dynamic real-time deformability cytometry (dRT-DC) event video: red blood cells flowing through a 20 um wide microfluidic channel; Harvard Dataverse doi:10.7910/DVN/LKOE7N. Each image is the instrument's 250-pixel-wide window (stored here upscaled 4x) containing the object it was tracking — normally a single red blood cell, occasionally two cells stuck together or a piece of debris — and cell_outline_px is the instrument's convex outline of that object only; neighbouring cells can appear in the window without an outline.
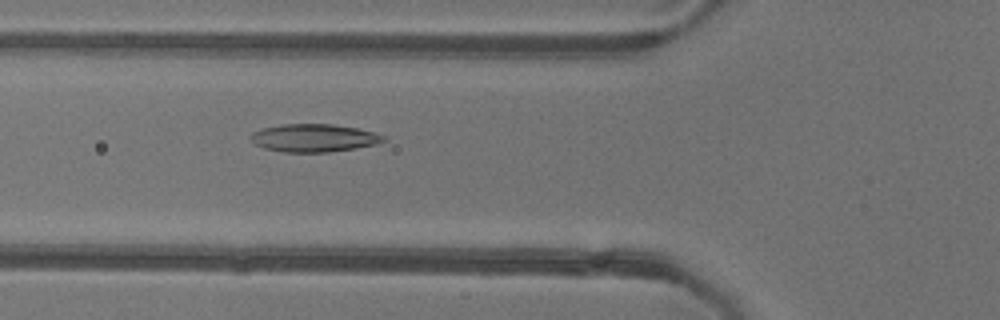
{"species": "common noctule bat (a hibernating species)", "species_latin": "Nyctalus noctula", "temperature_condition": "warm", "stored_images_in_passage": 30, "camera_frame_rate_fps": 3000, "um_per_image_px": 0.085, "animal": {"sex": "female"}, "frame": {"image": 1, "passage_image": 8, "time_ms": 2.333, "image_size_px": [1000, 320], "cell_outline_px": [[388, 140], [376, 144], [356, 148], [328, 152], [284, 152], [264, 148], [256, 144], [248, 136], [252, 132], [264, 128], [280, 124], [332, 124], [356, 128], [372, 132], [384, 136]], "centroid_in_image_um": [26.67, 11.72], "position_along_channel_um": 99.1, "area_um2": 21.5}}
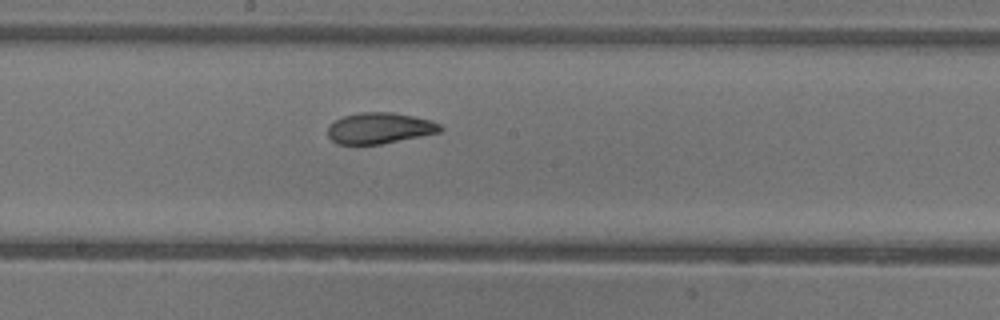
{"frame": {"image": 2, "passage_image": 17, "time_ms": 5.333, "image_size_px": [1000, 320], "cell_outline_px": [[444, 128], [440, 132], [380, 144], [336, 144], [328, 136], [328, 124], [344, 116], [360, 112], [392, 112], [432, 120], [440, 124]], "centroid_in_image_um": [32.26, 10.89], "position_along_channel_um": 215.9, "area_um2": 20.29}}
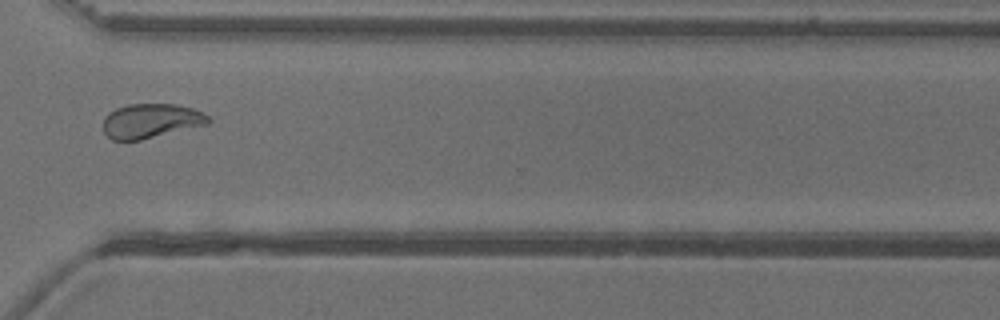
{"frame": {"image": 3, "passage_image": 28, "time_ms": 9.0, "image_size_px": [1000, 320], "cell_outline_px": [[212, 120], [208, 124], [140, 140], [112, 140], [104, 132], [104, 116], [108, 112], [116, 108], [128, 104], [176, 104], [192, 108], [208, 116]], "centroid_in_image_um": [12.81, 10.27], "position_along_channel_um": 357.8, "area_um2": 21.04}, "authors_computed_cell_mechanics": {"area_um2": 20.7213, "velocity_mm_per_s": 3.8789, "shape_relaxation_time_tau1_ms": 11.3595, "shape_relaxation_time_tau2_ms": 1.5451, "deformation_change_tau1": 0.2747, "deformation_change_tau2": 0.0733}}